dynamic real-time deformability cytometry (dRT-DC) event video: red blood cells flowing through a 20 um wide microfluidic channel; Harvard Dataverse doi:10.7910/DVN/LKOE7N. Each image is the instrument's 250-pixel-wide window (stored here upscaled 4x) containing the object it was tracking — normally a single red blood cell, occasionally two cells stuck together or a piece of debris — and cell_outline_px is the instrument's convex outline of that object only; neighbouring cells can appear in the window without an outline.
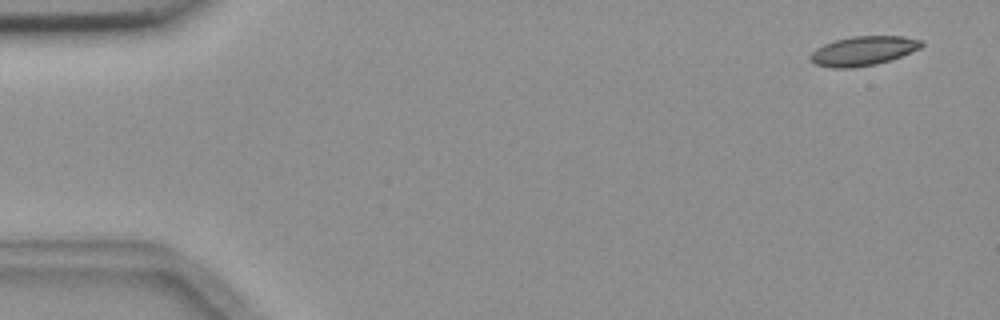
{"species": "common noctule bat (a hibernating species)", "species_latin": "Nyctalus noctula", "temperature_condition": "room temperature", "stored_images_in_passage": 5, "camera_frame_rate_fps": 3000, "um_per_image_px": 0.085, "animal": {"sex": "female", "body_mass_g": 18.4}, "frame": {"image": 1, "passage_image": 1, "time_ms": 0.0, "image_size_px": [1000, 320], "cell_outline_px": [[924, 44], [920, 48], [900, 56], [876, 64], [852, 68], [832, 68], [816, 64], [808, 60], [808, 56], [816, 48], [824, 44], [836, 40], [852, 36], [904, 36], [924, 40]], "centroid_in_image_um": [73.35, 4.32], "position_along_channel_um": 11.6, "area_um2": 19.02}}